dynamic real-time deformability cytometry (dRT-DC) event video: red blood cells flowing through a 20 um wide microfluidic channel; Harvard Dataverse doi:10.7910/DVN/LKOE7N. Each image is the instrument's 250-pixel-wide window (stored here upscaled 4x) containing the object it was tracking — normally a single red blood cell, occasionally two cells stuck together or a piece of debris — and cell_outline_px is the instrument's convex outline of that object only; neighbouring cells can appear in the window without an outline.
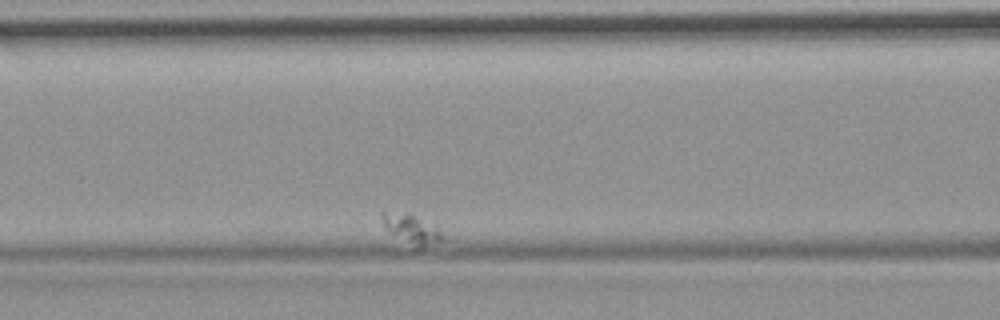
{"species": "common noctule bat (a hibernating species)", "species_latin": "Nyctalus noctula", "temperature_condition": "room temperature", "stored_images_in_passage": 12, "camera_frame_rate_fps": 3000, "um_per_image_px": 0.085, "animal": {"sex": "female", "body_mass_g": 19.9}, "frame": {"image": 1, "passage_image": 9, "time_ms": 2.667, "image_size_px": [1000, 320], "cell_outline_px": [[448, 240], [412, 252], [384, 228], [380, 216], [380, 212], [384, 212], [412, 216], [440, 232]], "centroid_in_image_um": [34.95, 19.66], "position_along_channel_um": 131.7, "area_um2": 10.58}}